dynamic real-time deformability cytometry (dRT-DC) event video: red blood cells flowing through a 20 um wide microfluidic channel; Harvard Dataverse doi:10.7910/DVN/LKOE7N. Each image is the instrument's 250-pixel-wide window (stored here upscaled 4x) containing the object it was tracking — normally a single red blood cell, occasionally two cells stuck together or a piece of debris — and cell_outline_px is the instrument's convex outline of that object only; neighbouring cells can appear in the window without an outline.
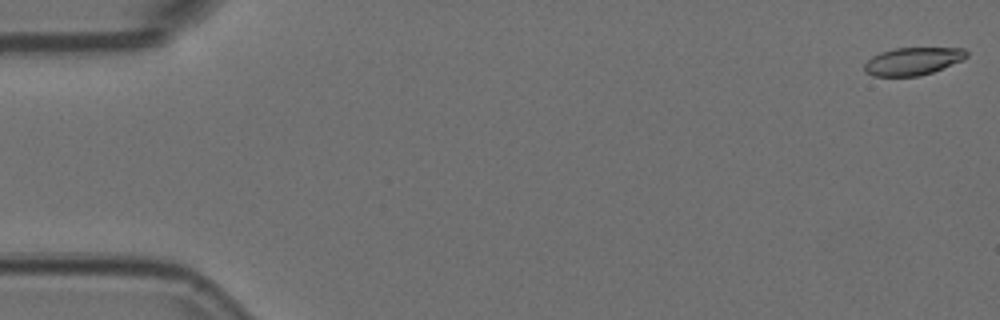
{"species": "Egyptian fruit bat (a non-hibernating species)", "species_latin": "Rousettus aegyptiacus", "temperature_condition": "room temperature", "stored_images_in_passage": 54, "camera_frame_rate_fps": 3000, "um_per_image_px": 0.085, "animal": {"sex": "female"}, "frame": {"image": 1, "passage_image": 1, "time_ms": 0.0, "image_size_px": [1000, 320], "cell_outline_px": [[968, 56], [964, 60], [932, 72], [920, 76], [872, 76], [864, 72], [864, 64], [872, 56], [880, 52], [896, 48], [964, 48], [968, 52]], "centroid_in_image_um": [77.59, 5.2], "position_along_channel_um": 7.4, "area_um2": 16.59}}
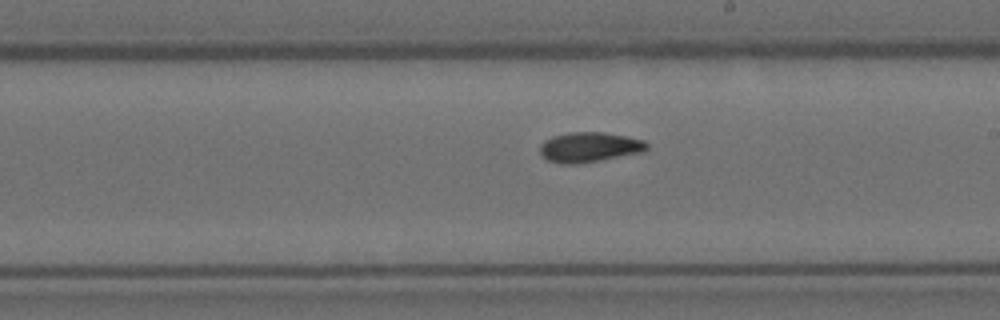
{"frame": {"image": 2, "passage_image": 31, "time_ms": 10.0, "image_size_px": [1000, 320], "cell_outline_px": [[648, 148], [644, 152], [576, 164], [560, 164], [548, 160], [540, 152], [540, 144], [544, 140], [552, 136], [568, 132], [604, 132], [644, 140], [648, 144]], "centroid_in_image_um": [50.09, 12.5], "position_along_channel_um": 238.9, "area_um2": 18.67}}
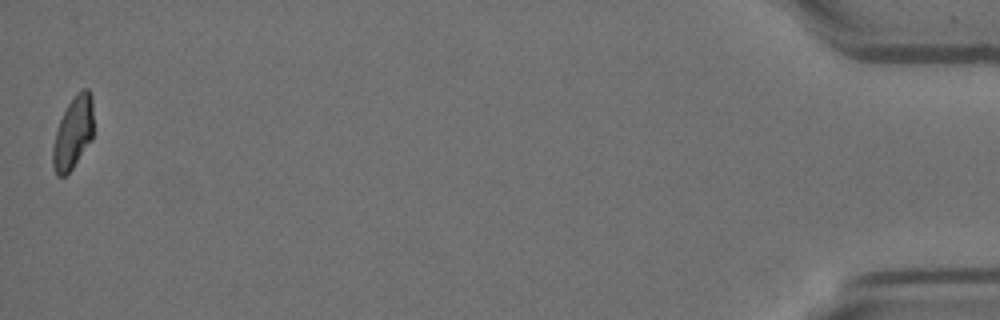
{"frame": {"image": 3, "passage_image": 54, "time_ms": 17.667, "image_size_px": [1000, 320], "cell_outline_px": [[92, 140], [72, 168], [64, 176], [56, 176], [52, 164], [52, 148], [56, 132], [60, 120], [72, 96], [76, 92], [84, 88], [88, 88], [92, 96]], "centroid_in_image_um": [6.21, 11.27], "position_along_channel_um": 429.0, "area_um2": 17.11}, "authors_computed_cell_mechanics": {"area_um2": 17.8024, "velocity_mm_per_s": 3.7519, "shape_relaxation_time_tau1_ms": null, "shape_relaxation_time_tau2_ms": 4.7808, "deformation_change_tau1": null, "deformation_change_tau2": 0.106}}